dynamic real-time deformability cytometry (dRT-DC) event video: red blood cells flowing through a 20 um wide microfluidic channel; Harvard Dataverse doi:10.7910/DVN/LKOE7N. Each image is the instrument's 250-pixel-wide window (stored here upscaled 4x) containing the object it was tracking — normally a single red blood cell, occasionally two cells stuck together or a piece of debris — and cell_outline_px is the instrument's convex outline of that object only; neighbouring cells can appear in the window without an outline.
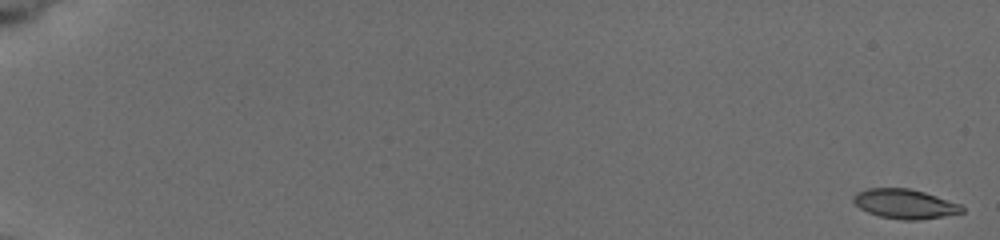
{"species": "common noctule bat (a hibernating species)", "species_latin": "Nyctalus noctula", "temperature_condition": "cold", "stored_images_in_passage": 74, "camera_frame_rate_fps": 3000, "um_per_image_px": 0.085, "animal": {"sex": "female", "body_mass_g": 19.5, "forearm_length_mm": 54.1}, "frame": {"image": 1, "passage_image": 1, "time_ms": 0.0, "image_size_px": [1000, 240], "cell_outline_px": [[964, 212], [920, 220], [900, 220], [880, 216], [868, 212], [860, 208], [852, 200], [852, 196], [856, 192], [864, 188], [908, 188], [924, 192], [960, 204], [964, 208]], "centroid_in_image_um": [76.87, 17.32], "position_along_channel_um": 8.1, "area_um2": 18.67}}
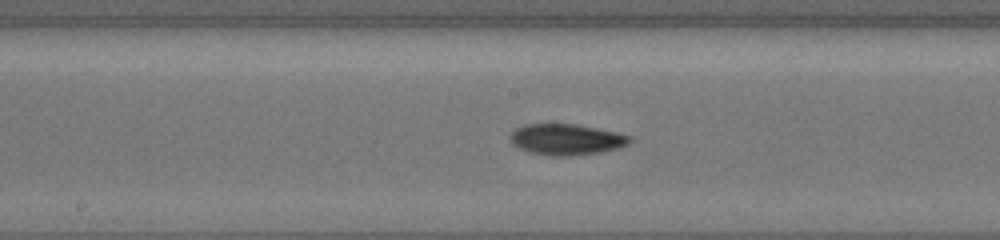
{"frame": {"image": 2, "passage_image": 43, "time_ms": 10.333, "image_size_px": [1000, 240], "cell_outline_px": [[632, 140], [628, 144], [620, 148], [600, 152], [572, 156], [552, 156], [532, 152], [520, 148], [512, 144], [508, 140], [508, 136], [516, 128], [524, 124], [576, 124], [616, 132], [632, 136]], "centroid_in_image_um": [48.14, 11.85], "position_along_channel_um": 200.1, "area_um2": 21.73}}
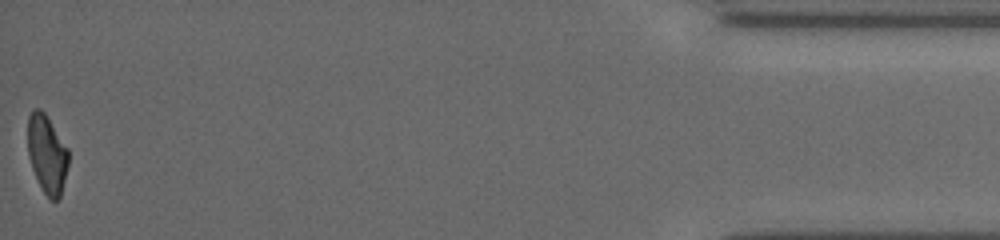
{"frame": {"image": 3, "passage_image": 74, "time_ms": 18.333, "image_size_px": [1000, 240], "cell_outline_px": [[68, 164], [60, 196], [56, 200], [52, 200], [44, 192], [32, 168], [28, 156], [28, 116], [36, 108], [40, 108], [44, 112], [68, 148]], "centroid_in_image_um": [3.99, 13.07], "position_along_channel_um": 431.2, "area_um2": 18.21}, "authors_computed_cell_mechanics": {"area_um2": 20.0566, "velocity_mm_per_s": 3.8622, "shape_relaxation_time_tau1_ms": 4.8342, "shape_relaxation_time_tau2_ms": null, "deformation_change_tau1": 0.155, "deformation_change_tau2": null}}